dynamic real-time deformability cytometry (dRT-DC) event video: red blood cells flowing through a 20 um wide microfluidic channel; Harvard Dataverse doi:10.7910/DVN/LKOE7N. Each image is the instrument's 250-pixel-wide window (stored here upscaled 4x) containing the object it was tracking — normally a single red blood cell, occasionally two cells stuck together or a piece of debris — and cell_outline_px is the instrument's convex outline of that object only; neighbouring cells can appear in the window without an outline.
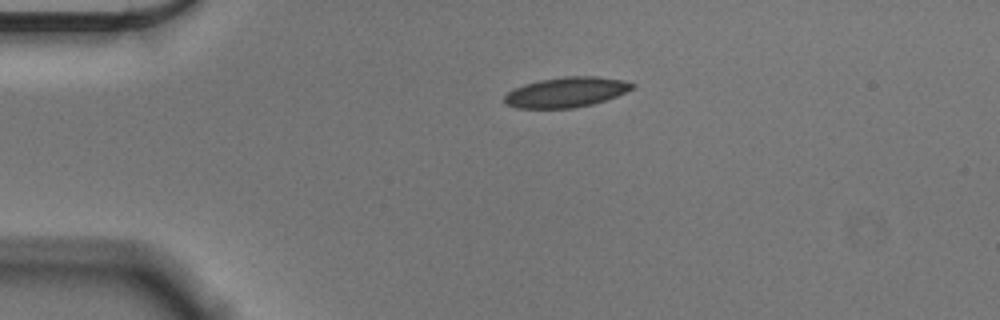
{"species": "Egyptian fruit bat (a non-hibernating species)", "species_latin": "Rousettus aegyptiacus", "temperature_condition": "cold", "stored_images_in_passage": 44, "camera_frame_rate_fps": 3000, "um_per_image_px": 0.085, "animal": {"sex": "male"}, "frame": {"image": 1, "passage_image": 1, "time_ms": 0.0, "image_size_px": [1000, 320], "cell_outline_px": [[636, 84], [632, 88], [616, 96], [592, 104], [576, 108], [516, 108], [504, 104], [504, 96], [508, 92], [524, 84], [540, 80], [564, 76], [596, 76], [624, 80]], "centroid_in_image_um": [48.11, 7.84], "position_along_channel_um": 36.9, "area_um2": 22.37}}
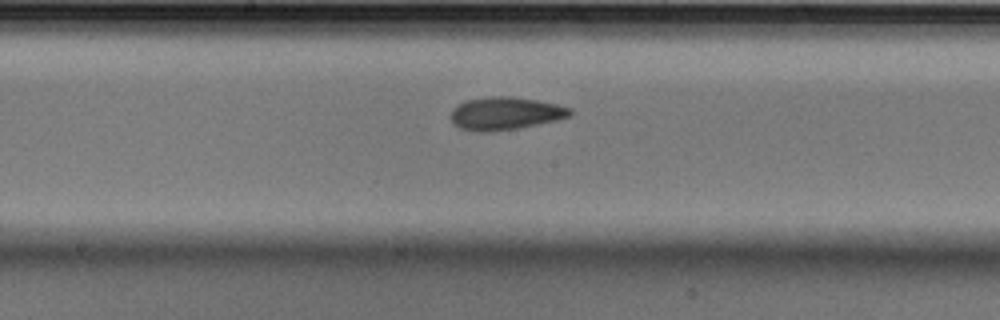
{"frame": {"image": 2, "passage_image": 18, "time_ms": 5.667, "image_size_px": [1000, 320], "cell_outline_px": [[572, 116], [556, 120], [520, 128], [492, 132], [476, 132], [460, 128], [452, 124], [452, 108], [456, 104], [468, 100], [492, 96], [512, 96], [536, 100], [556, 104], [572, 108]], "centroid_in_image_um": [42.95, 9.65], "position_along_channel_um": 205.3, "area_um2": 23.0}}
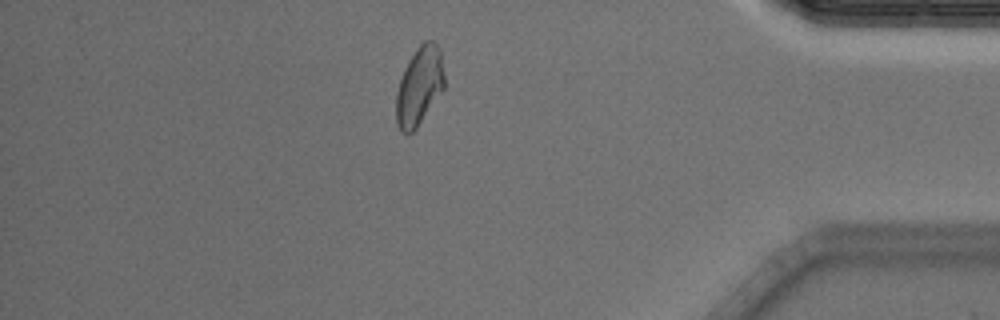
{"frame": {"image": 3, "passage_image": 37, "time_ms": 12.0, "image_size_px": [1000, 320], "cell_outline_px": [[444, 88], [416, 128], [408, 136], [400, 132], [396, 124], [396, 92], [404, 68], [408, 60], [416, 48], [424, 40], [432, 40], [440, 48], [444, 72]], "centroid_in_image_um": [35.63, 7.32], "position_along_channel_um": 399.6, "area_um2": 22.2}, "authors_computed_cell_mechanics": {"area_um2": 22.2241, "velocity_mm_per_s": 3.5984, "shape_relaxation_time_tau1_ms": 4.5971, "shape_relaxation_time_tau2_ms": 2.1395, "deformation_change_tau1": 0.1164, "deformation_change_tau2": 0.0687}}